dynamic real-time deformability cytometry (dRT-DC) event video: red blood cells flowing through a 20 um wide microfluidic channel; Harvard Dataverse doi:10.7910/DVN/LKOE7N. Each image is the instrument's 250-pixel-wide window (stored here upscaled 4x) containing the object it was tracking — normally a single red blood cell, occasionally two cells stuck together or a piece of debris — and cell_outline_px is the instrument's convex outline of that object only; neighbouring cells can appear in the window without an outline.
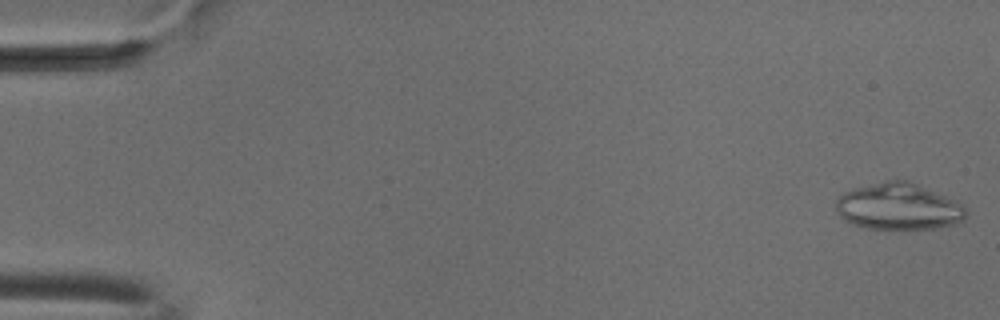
{"species": "common noctule bat (a hibernating species)", "species_latin": "Nyctalus noctula", "temperature_condition": "cold", "stored_images_in_passage": 52, "camera_frame_rate_fps": 3000, "um_per_image_px": 0.085, "animal": {"sex": "male", "body_mass_g": 18.8}, "frame": {"image": 1, "passage_image": 1, "time_ms": 0.0, "image_size_px": [1000, 320], "cell_outline_px": [[964, 220], [956, 224], [936, 228], [904, 232], [864, 228], [852, 224], [844, 220], [840, 216], [836, 208], [836, 200], [844, 192], [852, 188], [884, 180], [908, 180], [944, 196], [960, 204], [964, 208]], "centroid_in_image_um": [76.32, 17.61], "position_along_channel_um": 8.7, "area_um2": 35.95}}
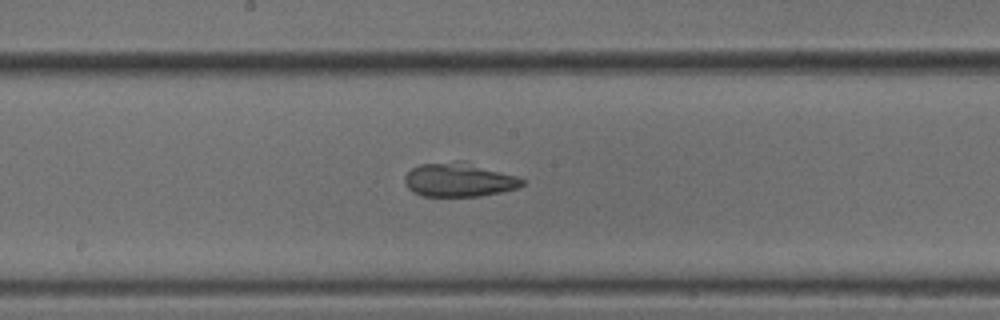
{"frame": {"image": 2, "passage_image": 28, "time_ms": 9.0, "image_size_px": [1000, 320], "cell_outline_px": [[524, 184], [516, 188], [500, 192], [480, 196], [424, 196], [412, 192], [408, 188], [404, 180], [404, 176], [412, 168], [420, 164], [456, 160], [464, 160], [516, 176], [524, 180]], "centroid_in_image_um": [38.99, 15.27], "position_along_channel_um": 209.2, "area_um2": 23.35}}
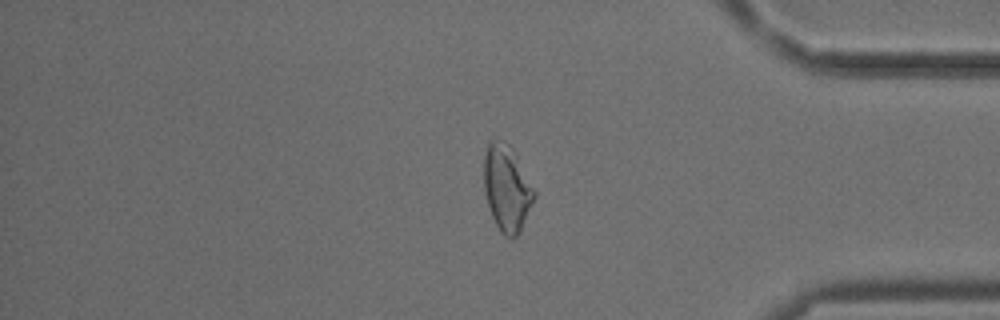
{"frame": {"image": 3, "passage_image": 44, "time_ms": 14.333, "image_size_px": [1000, 320], "cell_outline_px": [[536, 196], [520, 232], [512, 240], [504, 236], [500, 232], [492, 216], [484, 192], [484, 156], [488, 144], [492, 140], [504, 140], [512, 148], [536, 192]], "centroid_in_image_um": [43.08, 16.02], "position_along_channel_um": 392.1, "area_um2": 25.26}, "authors_computed_cell_mechanics": {"area_um2": 26.0678, "velocity_mm_per_s": 3.8189, "shape_relaxation_time_tau1_ms": null, "shape_relaxation_time_tau2_ms": 2.4941, "deformation_change_tau1": null, "deformation_change_tau2": 0.0604}}